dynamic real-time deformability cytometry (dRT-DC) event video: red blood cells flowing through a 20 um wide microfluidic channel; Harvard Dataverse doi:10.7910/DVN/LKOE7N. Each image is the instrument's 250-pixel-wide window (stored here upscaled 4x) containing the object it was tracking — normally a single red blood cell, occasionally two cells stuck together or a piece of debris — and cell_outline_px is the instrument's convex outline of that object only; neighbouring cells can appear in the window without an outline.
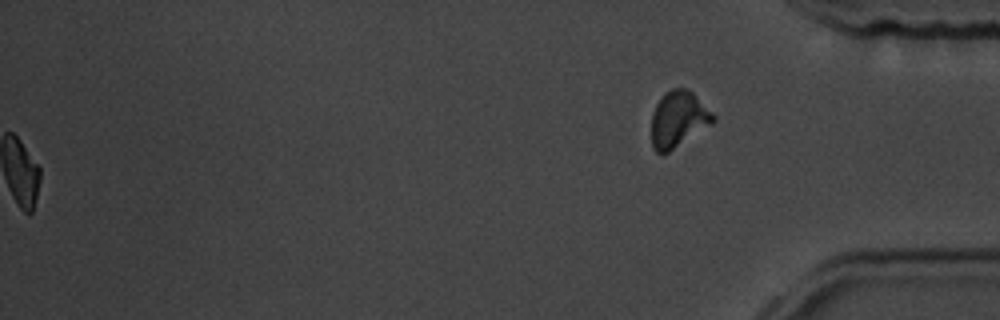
{"species": "common noctule bat (a hibernating species)", "species_latin": "Nyctalus noctula", "temperature_condition": "room temperature", "stored_images_in_passage": 59, "segment_of_instrument_passage": [2, 2], "camera_frame_rate_fps": 3000, "um_per_image_px": 0.085, "animal": {"sex": "male", "body_mass_g": 19.5, "forearm_length_mm": 54.6}, "frame": {"image": 1, "passage_image": 59, "time_ms": 19.333, "image_size_px": [1000, 320], "cell_outline_px": [[716, 120], [712, 124], [668, 152], [660, 156], [652, 148], [652, 112], [656, 104], [664, 92], [672, 88], [684, 88], [692, 92], [716, 116]], "centroid_in_image_um": [57.64, 10.14], "position_along_channel_um": 377.6, "area_um2": 20.23}}